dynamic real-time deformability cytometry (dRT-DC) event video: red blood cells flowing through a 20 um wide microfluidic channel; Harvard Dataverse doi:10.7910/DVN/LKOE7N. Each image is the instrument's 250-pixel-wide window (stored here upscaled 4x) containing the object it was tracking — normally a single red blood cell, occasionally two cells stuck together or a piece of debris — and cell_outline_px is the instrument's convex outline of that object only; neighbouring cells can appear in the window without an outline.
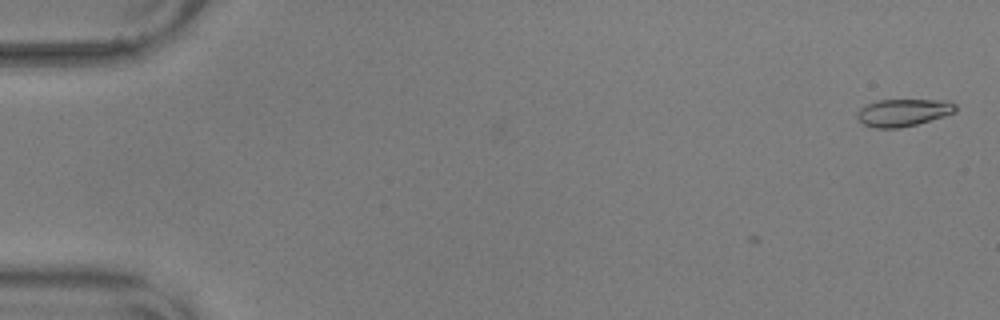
{"species": "common noctule bat (a hibernating species)", "species_latin": "Nyctalus noctula", "temperature_condition": "warm", "stored_images_in_passage": 10, "camera_frame_rate_fps": 3000, "um_per_image_px": 0.085, "animal": {"sex": "male", "body_mass_g": 17.9, "forearm_length_mm": 54.2}, "frame": {"image": 1, "passage_image": 2, "time_ms": 0.333, "image_size_px": [1000, 320], "cell_outline_px": [[956, 112], [944, 116], [916, 124], [900, 128], [876, 128], [864, 124], [856, 116], [856, 112], [860, 108], [868, 104], [880, 100], [944, 100], [956, 104]], "centroid_in_image_um": [76.78, 9.56], "position_along_channel_um": 8.2, "area_um2": 15.55}}